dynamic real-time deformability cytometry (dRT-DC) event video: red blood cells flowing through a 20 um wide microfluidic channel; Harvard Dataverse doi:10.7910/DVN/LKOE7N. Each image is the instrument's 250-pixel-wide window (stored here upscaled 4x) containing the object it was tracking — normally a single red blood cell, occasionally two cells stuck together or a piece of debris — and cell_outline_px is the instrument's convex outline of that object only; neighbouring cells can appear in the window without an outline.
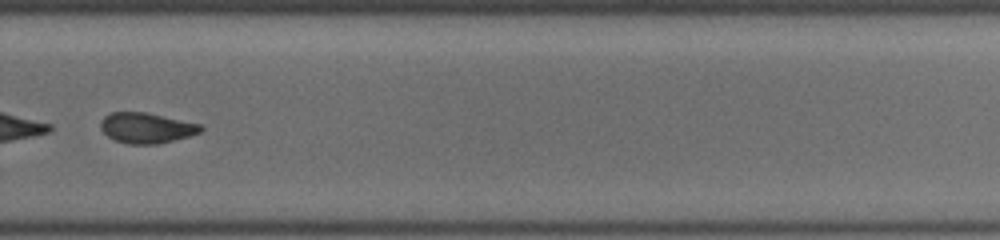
{"species": "common noctule bat (a hibernating species)", "species_latin": "Nyctalus noctula", "temperature_condition": "cold", "stored_images_in_passage": 36, "camera_frame_rate_fps": 3000, "um_per_image_px": 0.085, "animal": {"sex": "female", "body_mass_g": 19.5, "forearm_length_mm": 54.1}, "frame": {"image": 1, "passage_image": 26, "time_ms": 8.0, "image_size_px": [1000, 240], "cell_outline_px": [[204, 128], [200, 132], [188, 136], [156, 144], [128, 144], [112, 140], [100, 128], [100, 120], [104, 116], [112, 112], [144, 112], [200, 124]], "centroid_in_image_um": [12.39, 10.87], "position_along_channel_um": 317.4, "area_um2": 17.63}}